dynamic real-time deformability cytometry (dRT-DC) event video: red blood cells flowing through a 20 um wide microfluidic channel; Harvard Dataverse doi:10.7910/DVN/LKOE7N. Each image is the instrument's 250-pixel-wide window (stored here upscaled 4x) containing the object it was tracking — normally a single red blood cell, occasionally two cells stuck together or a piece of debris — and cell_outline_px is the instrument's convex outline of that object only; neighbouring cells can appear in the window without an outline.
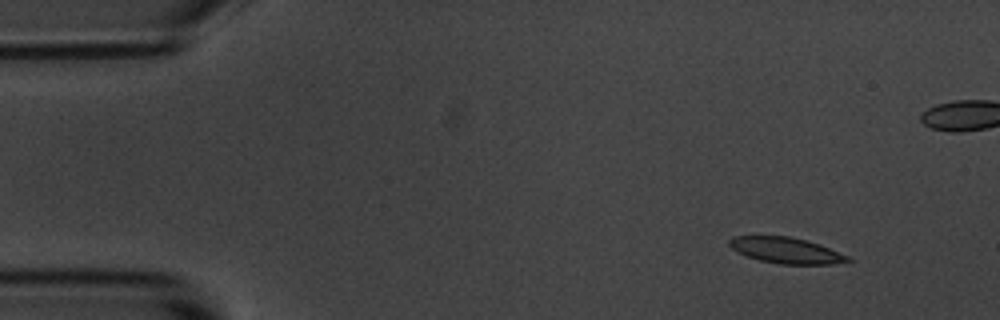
{"species": "common noctule bat (a hibernating species)", "species_latin": "Nyctalus noctula", "temperature_condition": "room temperature", "stored_images_in_passage": 5, "camera_frame_rate_fps": 3000, "um_per_image_px": 0.085, "animal": {"sex": "male", "body_mass_g": 20.1, "forearm_length_mm": 53.5}, "frame": {"image": 1, "passage_image": 1, "time_ms": 0.0, "image_size_px": [1000, 320], "cell_outline_px": [[856, 260], [832, 264], [780, 264], [760, 260], [736, 252], [728, 244], [728, 240], [732, 236], [788, 236], [808, 240], [820, 244], [848, 256]], "centroid_in_image_um": [66.83, 21.28], "position_along_channel_um": 18.2, "area_um2": 17.98}}